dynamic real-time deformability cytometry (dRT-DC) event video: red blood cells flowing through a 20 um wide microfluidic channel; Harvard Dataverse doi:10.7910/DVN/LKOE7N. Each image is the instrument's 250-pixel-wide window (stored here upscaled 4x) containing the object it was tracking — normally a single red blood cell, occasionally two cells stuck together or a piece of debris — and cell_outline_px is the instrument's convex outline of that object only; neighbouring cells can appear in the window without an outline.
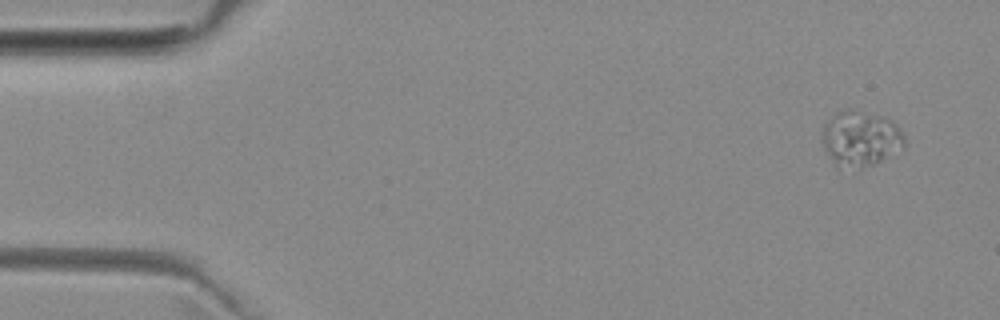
{"species": "common noctule bat (a hibernating species)", "species_latin": "Nyctalus noctula", "temperature_condition": "room temperature", "stored_images_in_passage": 6, "camera_frame_rate_fps": 3000, "um_per_image_px": 0.085, "animal": {"sex": "female", "body_mass_g": 29.2, "forearm_length_mm": 56.3}, "frame": {"image": 1, "passage_image": 1, "time_ms": 0.0, "image_size_px": [1000, 320], "cell_outline_px": [[904, 148], [856, 172], [836, 164], [824, 148], [820, 140], [820, 132], [824, 124], [836, 112], [844, 108], [848, 108], [884, 116], [892, 120], [900, 128], [904, 136]], "centroid_in_image_um": [73.12, 11.77], "position_along_channel_um": 11.9, "area_um2": 27.11}}
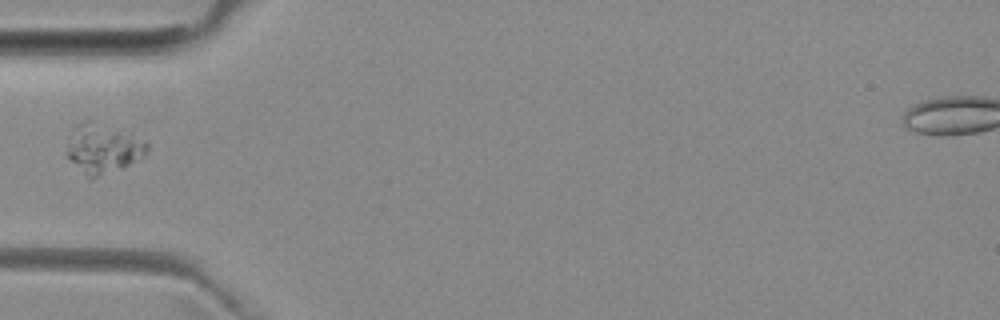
{"frame": {"image": 2, "passage_image": 5, "time_ms": 4.667, "image_size_px": [1000, 320], "cell_outline_px": [[148, 152], [144, 156], [120, 168], [92, 180], [88, 180], [64, 152], [76, 124], [84, 120], [88, 120], [144, 140], [148, 144]], "centroid_in_image_um": [8.71, 12.68], "position_along_channel_um": 76.3, "area_um2": 22.54}}
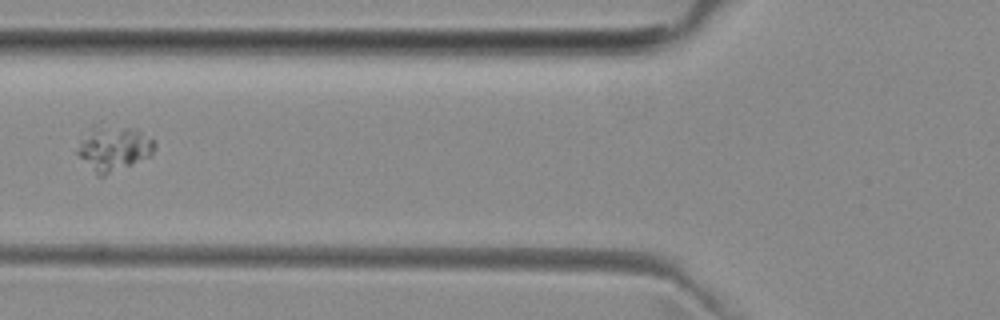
{"frame": {"image": 3, "passage_image": 6, "time_ms": 5.667, "image_size_px": [1000, 320], "cell_outline_px": [[156, 144], [152, 156], [104, 176], [96, 176], [76, 152], [80, 140], [96, 124], [136, 128], [156, 140]], "centroid_in_image_um": [9.7, 12.6], "position_along_channel_um": 116.1, "area_um2": 20.52}}